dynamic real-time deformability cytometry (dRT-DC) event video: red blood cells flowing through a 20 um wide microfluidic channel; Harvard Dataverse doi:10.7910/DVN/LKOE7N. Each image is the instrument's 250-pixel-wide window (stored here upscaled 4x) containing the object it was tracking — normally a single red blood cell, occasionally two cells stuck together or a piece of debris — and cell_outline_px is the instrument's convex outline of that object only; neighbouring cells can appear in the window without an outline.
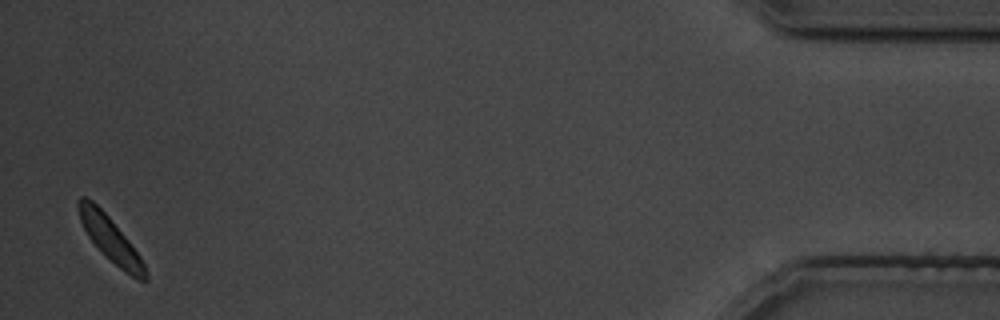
{"species": "common noctule bat (a hibernating species)", "species_latin": "Nyctalus noctula", "temperature_condition": "cold", "stored_images_in_passage": 30, "camera_frame_rate_fps": 3000, "um_per_image_px": 0.085, "animal": {"sex": "male", "body_mass_g": 19.5, "forearm_length_mm": 54.6}, "frame": {"image": 1, "passage_image": 30, "time_ms": 33.333, "image_size_px": [1000, 320], "cell_outline_px": [[148, 280], [140, 280], [124, 272], [88, 236], [80, 220], [76, 208], [76, 200], [80, 196], [84, 196], [92, 200], [108, 216], [128, 240], [140, 256], [144, 264], [148, 276]], "centroid_in_image_um": [9.35, 20.27], "position_along_channel_um": 425.8, "area_um2": 16.88}}